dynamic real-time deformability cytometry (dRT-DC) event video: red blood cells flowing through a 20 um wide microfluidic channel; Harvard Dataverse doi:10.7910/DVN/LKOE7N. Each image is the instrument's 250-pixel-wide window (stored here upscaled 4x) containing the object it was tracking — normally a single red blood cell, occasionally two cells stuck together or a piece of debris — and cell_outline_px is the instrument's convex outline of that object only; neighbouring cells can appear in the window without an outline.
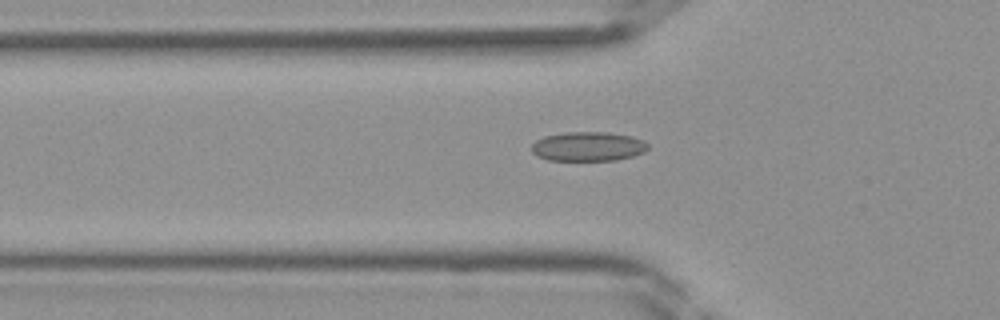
{"species": "Egyptian fruit bat (a non-hibernating species)", "species_latin": "Rousettus aegyptiacus", "temperature_condition": "room temperature", "stored_images_in_passage": 35, "camera_frame_rate_fps": 3000, "um_per_image_px": 0.085, "frame": {"image": 1, "passage_image": 12, "time_ms": 3.667, "image_size_px": [1000, 320], "cell_outline_px": [[648, 148], [644, 152], [632, 156], [616, 160], [548, 160], [536, 156], [532, 152], [532, 144], [536, 140], [544, 136], [564, 132], [608, 132], [632, 136], [644, 140], [648, 144]], "centroid_in_image_um": [49.98, 12.44], "position_along_channel_um": 75.8, "area_um2": 20.0}}
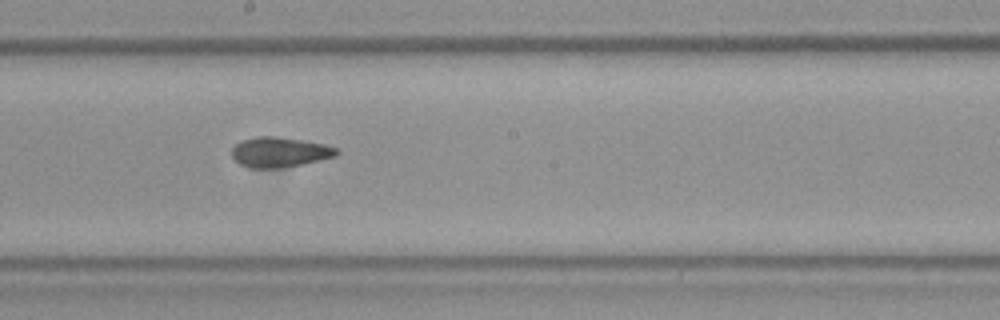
{"frame": {"image": 2, "passage_image": 21, "time_ms": 6.667, "image_size_px": [1000, 320], "cell_outline_px": [[340, 152], [336, 156], [300, 164], [280, 168], [248, 168], [232, 160], [232, 148], [240, 140], [256, 136], [276, 136], [324, 144], [340, 148]], "centroid_in_image_um": [23.74, 12.93], "position_along_channel_um": 224.5, "area_um2": 18.5}}
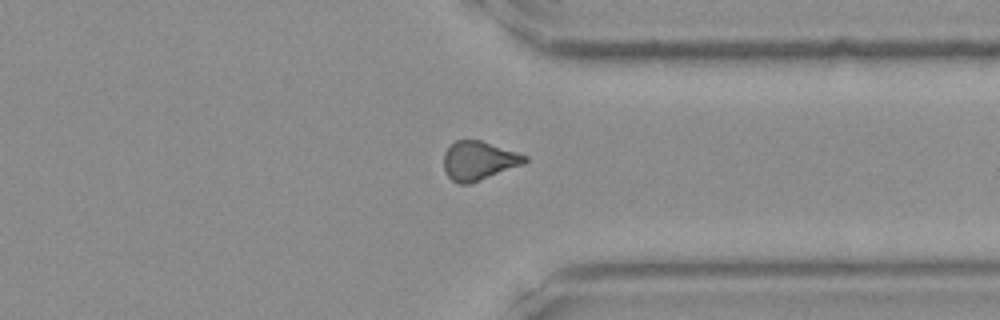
{"frame": {"image": 3, "passage_image": 30, "time_ms": 9.667, "image_size_px": [1000, 320], "cell_outline_px": [[528, 160], [524, 164], [468, 184], [456, 184], [448, 176], [444, 168], [444, 152], [456, 140], [480, 140], [528, 156]], "centroid_in_image_um": [40.68, 13.66], "position_along_channel_um": 370.7, "area_um2": 18.15}}